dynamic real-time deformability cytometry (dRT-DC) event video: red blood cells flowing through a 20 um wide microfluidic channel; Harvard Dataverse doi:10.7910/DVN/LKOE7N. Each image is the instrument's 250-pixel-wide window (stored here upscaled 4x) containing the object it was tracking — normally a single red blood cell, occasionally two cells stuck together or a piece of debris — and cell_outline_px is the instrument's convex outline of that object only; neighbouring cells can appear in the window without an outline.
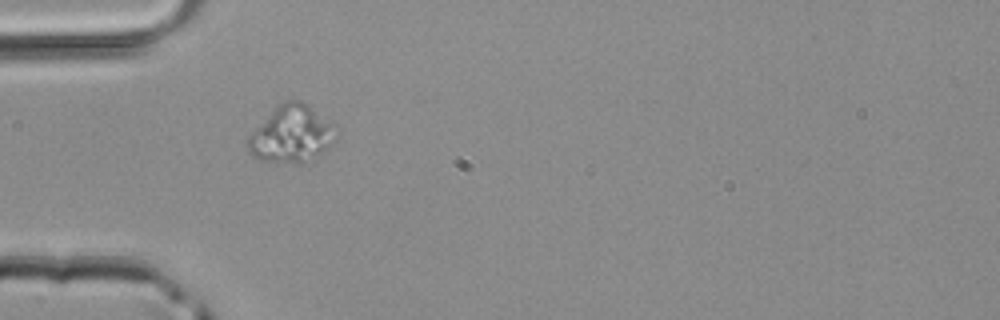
{"species": "common noctule bat (a hibernating species)", "species_latin": "Nyctalus noctula", "temperature_condition": "room temperature", "stored_images_in_passage": 2, "camera_frame_rate_fps": 3000, "um_per_image_px": 0.085, "animal": {"sex": "male", "body_mass_g": 20.4}, "frame": {"image": 1, "passage_image": 1, "time_ms": 0.0, "image_size_px": [1000, 320], "cell_outline_px": [[340, 136], [324, 152], [304, 164], [300, 164], [260, 160], [252, 156], [248, 152], [248, 136], [276, 104], [284, 100], [300, 100], [308, 104], [340, 128]], "centroid_in_image_um": [24.84, 11.39], "position_along_channel_um": 60.2, "area_um2": 30.17}}
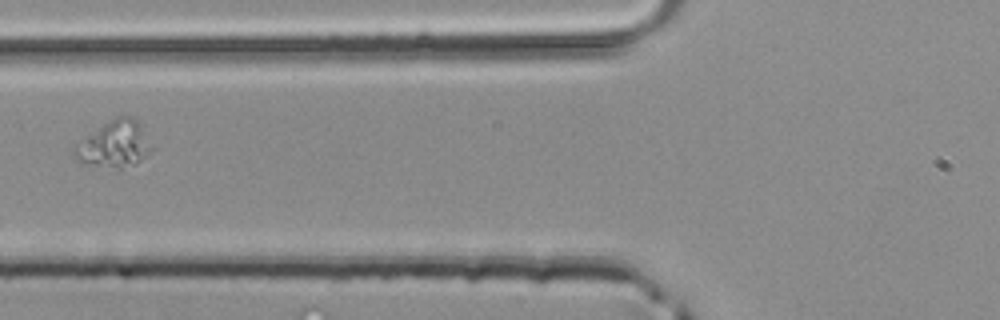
{"frame": {"image": 2, "passage_image": 2, "time_ms": 0.333, "image_size_px": [1000, 320], "cell_outline_px": [[156, 148], [148, 156], [136, 164], [120, 168], [116, 168], [80, 164], [76, 160], [72, 148], [76, 144], [120, 112], [136, 116]], "centroid_in_image_um": [9.8, 12.23], "position_along_channel_um": 116.0, "area_um2": 21.85}}